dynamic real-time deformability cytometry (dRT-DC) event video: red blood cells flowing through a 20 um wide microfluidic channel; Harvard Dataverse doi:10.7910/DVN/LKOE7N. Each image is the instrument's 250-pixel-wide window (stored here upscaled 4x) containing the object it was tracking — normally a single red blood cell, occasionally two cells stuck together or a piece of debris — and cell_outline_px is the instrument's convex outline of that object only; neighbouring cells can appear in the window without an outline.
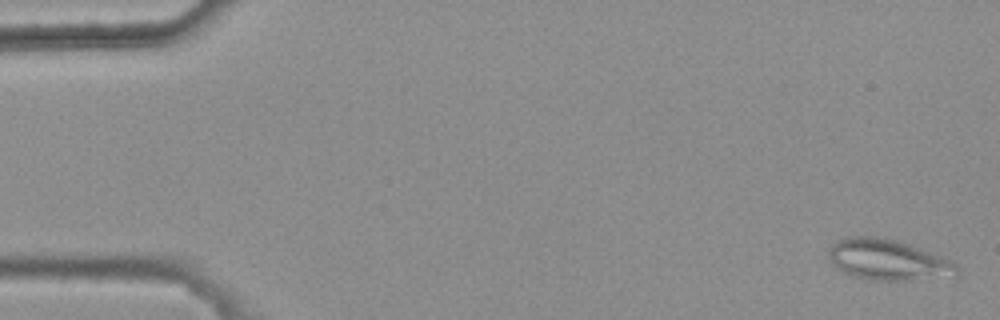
{"species": "common noctule bat (a hibernating species)", "species_latin": "Nyctalus noctula", "temperature_condition": "warm", "stored_images_in_passage": 6, "camera_frame_rate_fps": 3000, "um_per_image_px": 0.085, "animal": {"sex": "female", "body_mass_g": 25.1}, "frame": {"image": 1, "passage_image": 1, "time_ms": 0.0, "image_size_px": [1000, 320], "cell_outline_px": [[960, 268], [956, 280], [872, 280], [852, 276], [844, 272], [832, 264], [828, 256], [828, 248], [836, 240], [848, 236], [876, 236], [896, 240], [920, 248], [940, 256], [956, 264]], "centroid_in_image_um": [75.55, 22.12], "position_along_channel_um": 9.5, "area_um2": 31.27}}